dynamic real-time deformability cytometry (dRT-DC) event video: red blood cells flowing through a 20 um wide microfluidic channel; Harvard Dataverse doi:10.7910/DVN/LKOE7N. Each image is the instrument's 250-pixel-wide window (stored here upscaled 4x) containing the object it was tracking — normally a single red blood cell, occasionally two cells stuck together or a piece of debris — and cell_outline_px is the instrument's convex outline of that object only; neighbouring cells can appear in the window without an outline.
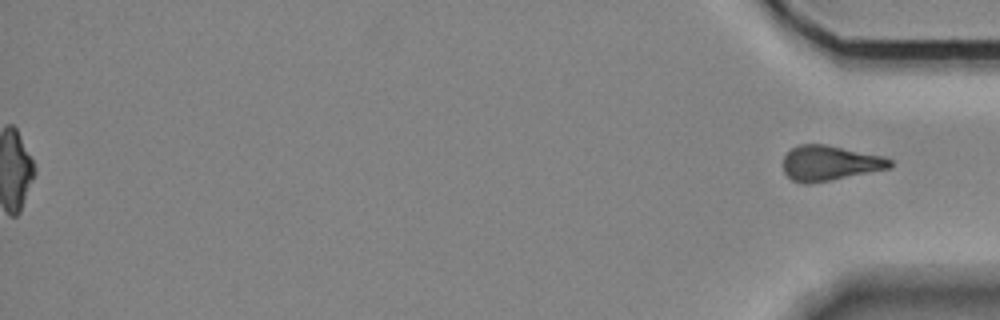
{"species": "Egyptian fruit bat (a non-hibernating species)", "species_latin": "Rousettus aegyptiacus", "temperature_condition": "room temperature", "stored_images_in_passage": 55, "segment_of_instrument_passage": [2, 2], "camera_frame_rate_fps": 3000, "um_per_image_px": 0.085, "animal": {"sex": "female"}, "frame": {"image": 1, "passage_image": 55, "time_ms": 18.0, "image_size_px": [1000, 320], "cell_outline_px": [[892, 168], [808, 184], [804, 184], [792, 180], [784, 172], [784, 156], [792, 148], [800, 144], [824, 144], [884, 156], [892, 160]], "centroid_in_image_um": [70.54, 13.86], "position_along_channel_um": 364.7, "area_um2": 21.73}}